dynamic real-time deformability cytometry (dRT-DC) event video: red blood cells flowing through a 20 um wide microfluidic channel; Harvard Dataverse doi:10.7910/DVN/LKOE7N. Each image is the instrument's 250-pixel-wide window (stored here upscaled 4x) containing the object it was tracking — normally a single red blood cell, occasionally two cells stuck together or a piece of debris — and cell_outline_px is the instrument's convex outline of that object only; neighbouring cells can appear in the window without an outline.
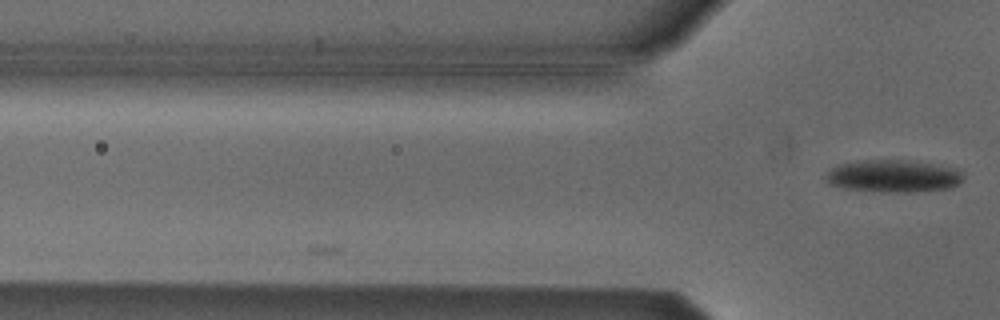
{"species": "Egyptian fruit bat (a non-hibernating species)", "species_latin": "Rousettus aegyptiacus", "temperature_condition": "cold", "stored_images_in_passage": 4, "camera_frame_rate_fps": 3000, "um_per_image_px": 0.085, "animal": {"sex": "male"}, "frame": {"image": 1, "passage_image": 4, "time_ms": 1.0, "image_size_px": [1000, 320], "cell_outline_px": [[964, 176], [960, 184], [952, 188], [916, 192], [880, 192], [844, 188], [828, 184], [824, 180], [824, 176], [832, 168], [840, 164], [864, 160], [900, 160], [928, 164], [952, 168], [960, 172]], "centroid_in_image_um": [75.89, 14.99], "position_along_channel_um": 49.9, "area_um2": 25.84}}